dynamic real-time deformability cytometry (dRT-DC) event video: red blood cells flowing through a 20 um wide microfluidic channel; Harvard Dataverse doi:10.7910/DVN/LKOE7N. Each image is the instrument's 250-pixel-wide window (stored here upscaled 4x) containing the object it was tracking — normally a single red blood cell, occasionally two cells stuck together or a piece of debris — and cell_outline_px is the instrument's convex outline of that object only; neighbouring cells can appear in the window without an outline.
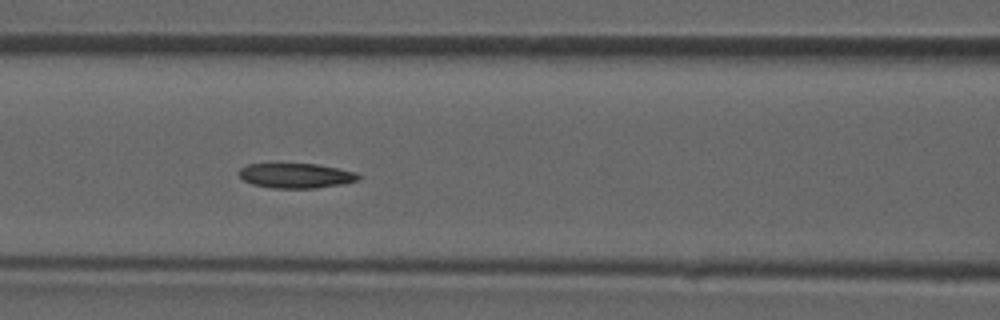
{"species": "common noctule bat (a hibernating species)", "species_latin": "Nyctalus noctula", "temperature_condition": "room temperature", "stored_images_in_passage": 48, "camera_frame_rate_fps": 3000, "um_per_image_px": 0.085, "animal": {"sex": "male", "forearm_length_mm": 52.5}, "frame": {"image": 1, "passage_image": 21, "time_ms": 6.667, "image_size_px": [1000, 320], "cell_outline_px": [[360, 180], [344, 184], [316, 188], [276, 188], [252, 184], [244, 180], [240, 176], [240, 168], [248, 164], [316, 164], [356, 172], [360, 176]], "centroid_in_image_um": [25.2, 14.93], "position_along_channel_um": 141.4, "area_um2": 17.17}}